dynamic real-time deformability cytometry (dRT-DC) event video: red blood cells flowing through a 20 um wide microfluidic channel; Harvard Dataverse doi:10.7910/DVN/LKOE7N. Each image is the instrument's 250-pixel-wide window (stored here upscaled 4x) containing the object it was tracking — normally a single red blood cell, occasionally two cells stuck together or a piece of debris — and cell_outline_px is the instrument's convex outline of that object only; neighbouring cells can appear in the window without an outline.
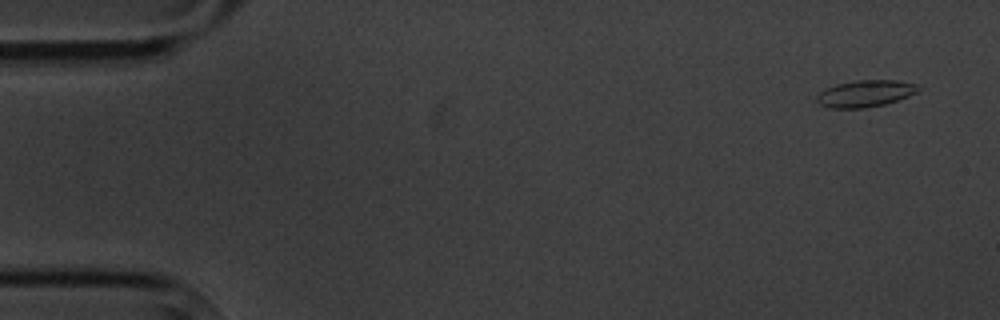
{"species": "common noctule bat (a hibernating species)", "species_latin": "Nyctalus noctula", "temperature_condition": "cold", "stored_images_in_passage": 5, "camera_frame_rate_fps": 3000, "um_per_image_px": 0.085, "animal": {"sex": "male", "body_mass_g": 20.1, "forearm_length_mm": 53.5}, "frame": {"image": 1, "passage_image": 1, "time_ms": 0.0, "image_size_px": [1000, 320], "cell_outline_px": [[920, 88], [916, 92], [908, 96], [884, 104], [864, 108], [828, 108], [820, 104], [816, 100], [816, 96], [820, 92], [836, 84], [856, 80], [896, 80], [916, 84]], "centroid_in_image_um": [73.52, 7.95], "position_along_channel_um": 11.5, "area_um2": 15.66}}